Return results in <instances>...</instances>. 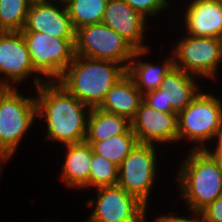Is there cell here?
Here are the masks:
<instances>
[{"mask_svg":"<svg viewBox=\"0 0 222 222\" xmlns=\"http://www.w3.org/2000/svg\"><path fill=\"white\" fill-rule=\"evenodd\" d=\"M65 149L59 179L66 188L89 190L92 147L85 141L77 144L61 145Z\"/></svg>","mask_w":222,"mask_h":222,"instance_id":"16","label":"cell"},{"mask_svg":"<svg viewBox=\"0 0 222 222\" xmlns=\"http://www.w3.org/2000/svg\"><path fill=\"white\" fill-rule=\"evenodd\" d=\"M37 120L43 121L44 140L58 145L85 141L90 107L58 81H45L34 89ZM37 94V95H36Z\"/></svg>","mask_w":222,"mask_h":222,"instance_id":"1","label":"cell"},{"mask_svg":"<svg viewBox=\"0 0 222 222\" xmlns=\"http://www.w3.org/2000/svg\"><path fill=\"white\" fill-rule=\"evenodd\" d=\"M33 1H46V0H31V2H33Z\"/></svg>","mask_w":222,"mask_h":222,"instance_id":"35","label":"cell"},{"mask_svg":"<svg viewBox=\"0 0 222 222\" xmlns=\"http://www.w3.org/2000/svg\"><path fill=\"white\" fill-rule=\"evenodd\" d=\"M217 163L220 172L222 173V154H209Z\"/></svg>","mask_w":222,"mask_h":222,"instance_id":"31","label":"cell"},{"mask_svg":"<svg viewBox=\"0 0 222 222\" xmlns=\"http://www.w3.org/2000/svg\"><path fill=\"white\" fill-rule=\"evenodd\" d=\"M143 102L160 112H175L170 104H167L166 90L156 89L143 95Z\"/></svg>","mask_w":222,"mask_h":222,"instance_id":"26","label":"cell"},{"mask_svg":"<svg viewBox=\"0 0 222 222\" xmlns=\"http://www.w3.org/2000/svg\"><path fill=\"white\" fill-rule=\"evenodd\" d=\"M132 9L142 14L146 19L155 18L160 13L171 9L172 0H124ZM171 1V2H170ZM171 4V5H170Z\"/></svg>","mask_w":222,"mask_h":222,"instance_id":"25","label":"cell"},{"mask_svg":"<svg viewBox=\"0 0 222 222\" xmlns=\"http://www.w3.org/2000/svg\"><path fill=\"white\" fill-rule=\"evenodd\" d=\"M182 36L180 39L176 37L178 40L170 49L174 55V66L199 77L200 82L204 79L217 80L222 66V39L185 33Z\"/></svg>","mask_w":222,"mask_h":222,"instance_id":"6","label":"cell"},{"mask_svg":"<svg viewBox=\"0 0 222 222\" xmlns=\"http://www.w3.org/2000/svg\"><path fill=\"white\" fill-rule=\"evenodd\" d=\"M5 89V86L0 82V93Z\"/></svg>","mask_w":222,"mask_h":222,"instance_id":"34","label":"cell"},{"mask_svg":"<svg viewBox=\"0 0 222 222\" xmlns=\"http://www.w3.org/2000/svg\"><path fill=\"white\" fill-rule=\"evenodd\" d=\"M212 140H213V143L211 142L210 145L207 148H205L204 150L208 154H222V126L217 131V133L215 134V136L213 137ZM210 146H212V148Z\"/></svg>","mask_w":222,"mask_h":222,"instance_id":"29","label":"cell"},{"mask_svg":"<svg viewBox=\"0 0 222 222\" xmlns=\"http://www.w3.org/2000/svg\"><path fill=\"white\" fill-rule=\"evenodd\" d=\"M42 222H59V219H57V220L56 219H52V220L51 219H46V220L44 219V221H42Z\"/></svg>","mask_w":222,"mask_h":222,"instance_id":"33","label":"cell"},{"mask_svg":"<svg viewBox=\"0 0 222 222\" xmlns=\"http://www.w3.org/2000/svg\"><path fill=\"white\" fill-rule=\"evenodd\" d=\"M198 78L175 66L163 77L158 89L166 90L167 104H170L177 114L184 110L203 89L202 85L198 84Z\"/></svg>","mask_w":222,"mask_h":222,"instance_id":"18","label":"cell"},{"mask_svg":"<svg viewBox=\"0 0 222 222\" xmlns=\"http://www.w3.org/2000/svg\"><path fill=\"white\" fill-rule=\"evenodd\" d=\"M150 50L151 48L136 50L126 69V73L133 79L142 95L158 89L163 77L174 67L172 52L170 57L168 55L167 58L159 55V58H163V62L161 59L157 62L142 59L147 54L149 55Z\"/></svg>","mask_w":222,"mask_h":222,"instance_id":"17","label":"cell"},{"mask_svg":"<svg viewBox=\"0 0 222 222\" xmlns=\"http://www.w3.org/2000/svg\"><path fill=\"white\" fill-rule=\"evenodd\" d=\"M75 55L113 61L126 69L137 50L129 41L103 23L80 27L75 33Z\"/></svg>","mask_w":222,"mask_h":222,"instance_id":"9","label":"cell"},{"mask_svg":"<svg viewBox=\"0 0 222 222\" xmlns=\"http://www.w3.org/2000/svg\"><path fill=\"white\" fill-rule=\"evenodd\" d=\"M186 154L175 174L179 201L189 210L201 212L222 196V173L205 150H188Z\"/></svg>","mask_w":222,"mask_h":222,"instance_id":"2","label":"cell"},{"mask_svg":"<svg viewBox=\"0 0 222 222\" xmlns=\"http://www.w3.org/2000/svg\"><path fill=\"white\" fill-rule=\"evenodd\" d=\"M34 70L45 81H58L75 57V38H58L37 31H21Z\"/></svg>","mask_w":222,"mask_h":222,"instance_id":"7","label":"cell"},{"mask_svg":"<svg viewBox=\"0 0 222 222\" xmlns=\"http://www.w3.org/2000/svg\"><path fill=\"white\" fill-rule=\"evenodd\" d=\"M142 101L143 95L136 87L133 79L126 73L107 92L105 99L98 108L123 116L131 121Z\"/></svg>","mask_w":222,"mask_h":222,"instance_id":"19","label":"cell"},{"mask_svg":"<svg viewBox=\"0 0 222 222\" xmlns=\"http://www.w3.org/2000/svg\"><path fill=\"white\" fill-rule=\"evenodd\" d=\"M125 74L126 68L116 62L75 55L58 82L79 101L95 108Z\"/></svg>","mask_w":222,"mask_h":222,"instance_id":"3","label":"cell"},{"mask_svg":"<svg viewBox=\"0 0 222 222\" xmlns=\"http://www.w3.org/2000/svg\"><path fill=\"white\" fill-rule=\"evenodd\" d=\"M93 191L96 196L86 203L92 211L83 222H148L149 207L120 186H101Z\"/></svg>","mask_w":222,"mask_h":222,"instance_id":"10","label":"cell"},{"mask_svg":"<svg viewBox=\"0 0 222 222\" xmlns=\"http://www.w3.org/2000/svg\"><path fill=\"white\" fill-rule=\"evenodd\" d=\"M35 121H38L35 94L26 96L18 87H5L0 93V145L12 158Z\"/></svg>","mask_w":222,"mask_h":222,"instance_id":"5","label":"cell"},{"mask_svg":"<svg viewBox=\"0 0 222 222\" xmlns=\"http://www.w3.org/2000/svg\"><path fill=\"white\" fill-rule=\"evenodd\" d=\"M28 78L35 89L45 82L32 66L22 32L0 31V82L5 87L17 88Z\"/></svg>","mask_w":222,"mask_h":222,"instance_id":"11","label":"cell"},{"mask_svg":"<svg viewBox=\"0 0 222 222\" xmlns=\"http://www.w3.org/2000/svg\"><path fill=\"white\" fill-rule=\"evenodd\" d=\"M12 159L10 154L0 145V177L1 174H3V164L6 165L7 162H9Z\"/></svg>","mask_w":222,"mask_h":222,"instance_id":"30","label":"cell"},{"mask_svg":"<svg viewBox=\"0 0 222 222\" xmlns=\"http://www.w3.org/2000/svg\"><path fill=\"white\" fill-rule=\"evenodd\" d=\"M131 128L139 143L163 147L178 144L176 112H160L143 101L131 120Z\"/></svg>","mask_w":222,"mask_h":222,"instance_id":"12","label":"cell"},{"mask_svg":"<svg viewBox=\"0 0 222 222\" xmlns=\"http://www.w3.org/2000/svg\"><path fill=\"white\" fill-rule=\"evenodd\" d=\"M49 1H53V2H57V3H59V4L66 5V4H68L71 0H49Z\"/></svg>","mask_w":222,"mask_h":222,"instance_id":"32","label":"cell"},{"mask_svg":"<svg viewBox=\"0 0 222 222\" xmlns=\"http://www.w3.org/2000/svg\"><path fill=\"white\" fill-rule=\"evenodd\" d=\"M89 175V191L101 186H114L118 183V166L92 150Z\"/></svg>","mask_w":222,"mask_h":222,"instance_id":"24","label":"cell"},{"mask_svg":"<svg viewBox=\"0 0 222 222\" xmlns=\"http://www.w3.org/2000/svg\"><path fill=\"white\" fill-rule=\"evenodd\" d=\"M206 222H222V196L201 211Z\"/></svg>","mask_w":222,"mask_h":222,"instance_id":"28","label":"cell"},{"mask_svg":"<svg viewBox=\"0 0 222 222\" xmlns=\"http://www.w3.org/2000/svg\"><path fill=\"white\" fill-rule=\"evenodd\" d=\"M177 125L178 143L187 140L188 143L192 142L189 150H204L222 126L221 97L202 89L193 101L177 114Z\"/></svg>","mask_w":222,"mask_h":222,"instance_id":"4","label":"cell"},{"mask_svg":"<svg viewBox=\"0 0 222 222\" xmlns=\"http://www.w3.org/2000/svg\"><path fill=\"white\" fill-rule=\"evenodd\" d=\"M148 20L124 0H108L102 23L112 28L139 50L151 47L146 44V31L150 25Z\"/></svg>","mask_w":222,"mask_h":222,"instance_id":"14","label":"cell"},{"mask_svg":"<svg viewBox=\"0 0 222 222\" xmlns=\"http://www.w3.org/2000/svg\"><path fill=\"white\" fill-rule=\"evenodd\" d=\"M31 0H0V31L24 28Z\"/></svg>","mask_w":222,"mask_h":222,"instance_id":"23","label":"cell"},{"mask_svg":"<svg viewBox=\"0 0 222 222\" xmlns=\"http://www.w3.org/2000/svg\"><path fill=\"white\" fill-rule=\"evenodd\" d=\"M107 3L108 0H71L66 8L74 29L102 23Z\"/></svg>","mask_w":222,"mask_h":222,"instance_id":"22","label":"cell"},{"mask_svg":"<svg viewBox=\"0 0 222 222\" xmlns=\"http://www.w3.org/2000/svg\"><path fill=\"white\" fill-rule=\"evenodd\" d=\"M178 28L190 36L222 39V4L216 0H188Z\"/></svg>","mask_w":222,"mask_h":222,"instance_id":"15","label":"cell"},{"mask_svg":"<svg viewBox=\"0 0 222 222\" xmlns=\"http://www.w3.org/2000/svg\"><path fill=\"white\" fill-rule=\"evenodd\" d=\"M86 143L91 145L95 154L105 157L119 167L139 142L130 127L124 134L112 136L101 141Z\"/></svg>","mask_w":222,"mask_h":222,"instance_id":"21","label":"cell"},{"mask_svg":"<svg viewBox=\"0 0 222 222\" xmlns=\"http://www.w3.org/2000/svg\"><path fill=\"white\" fill-rule=\"evenodd\" d=\"M21 31H37L58 38H75L76 33L66 5L49 0L31 2Z\"/></svg>","mask_w":222,"mask_h":222,"instance_id":"13","label":"cell"},{"mask_svg":"<svg viewBox=\"0 0 222 222\" xmlns=\"http://www.w3.org/2000/svg\"><path fill=\"white\" fill-rule=\"evenodd\" d=\"M131 127V121L123 116L91 108L87 120L85 142L105 140L112 136L124 134Z\"/></svg>","mask_w":222,"mask_h":222,"instance_id":"20","label":"cell"},{"mask_svg":"<svg viewBox=\"0 0 222 222\" xmlns=\"http://www.w3.org/2000/svg\"><path fill=\"white\" fill-rule=\"evenodd\" d=\"M187 213H190L186 215H179L177 212L174 213H167V214H158L154 218V222H206L204 216L202 215L201 212L193 211V210H188ZM179 215V216H178Z\"/></svg>","mask_w":222,"mask_h":222,"instance_id":"27","label":"cell"},{"mask_svg":"<svg viewBox=\"0 0 222 222\" xmlns=\"http://www.w3.org/2000/svg\"><path fill=\"white\" fill-rule=\"evenodd\" d=\"M138 143L118 167V183L127 193L136 196L147 207L156 179L159 177L158 150L162 147ZM159 154V155H158Z\"/></svg>","mask_w":222,"mask_h":222,"instance_id":"8","label":"cell"}]
</instances>
